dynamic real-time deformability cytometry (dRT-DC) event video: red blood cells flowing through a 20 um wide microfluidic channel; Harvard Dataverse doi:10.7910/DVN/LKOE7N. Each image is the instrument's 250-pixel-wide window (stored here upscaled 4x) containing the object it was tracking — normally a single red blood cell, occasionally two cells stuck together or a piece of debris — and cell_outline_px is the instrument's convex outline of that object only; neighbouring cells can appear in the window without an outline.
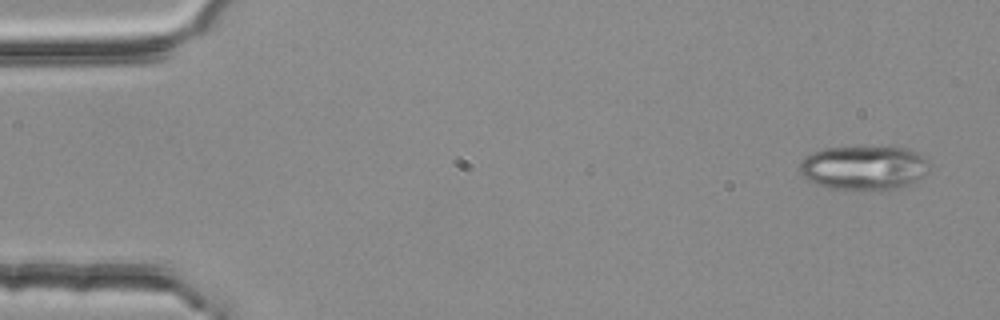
{"species": "common noctule bat (a hibernating species)", "species_latin": "Nyctalus noctula", "temperature_condition": "room temperature", "stored_images_in_passage": 4, "camera_frame_rate_fps": 3000, "um_per_image_px": 0.085, "animal": {"sex": "female", "body_mass_g": 25.1}, "frame": {"image": 1, "passage_image": 1, "time_ms": 0.0, "image_size_px": [1000, 320], "cell_outline_px": [[924, 176], [908, 184], [896, 188], [828, 188], [816, 184], [808, 180], [800, 172], [800, 164], [812, 152], [824, 148], [908, 148], [916, 152], [924, 160]], "centroid_in_image_um": [73.35, 14.25], "position_along_channel_um": 11.6, "area_um2": 31.91}}